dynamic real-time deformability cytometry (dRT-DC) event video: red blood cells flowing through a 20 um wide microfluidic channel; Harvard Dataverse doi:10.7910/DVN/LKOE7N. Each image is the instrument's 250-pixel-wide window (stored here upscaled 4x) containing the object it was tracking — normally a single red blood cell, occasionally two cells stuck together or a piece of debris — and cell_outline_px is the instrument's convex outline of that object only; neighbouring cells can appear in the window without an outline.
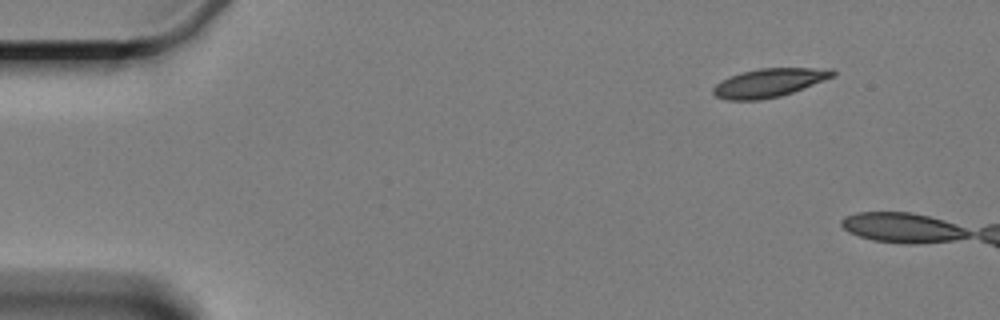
{"species": "Egyptian fruit bat (a non-hibernating species)", "species_latin": "Rousettus aegyptiacus", "temperature_condition": "cold", "stored_images_in_passage": 4, "segment_of_instrument_passage": [2, 2], "camera_frame_rate_fps": 3000, "um_per_image_px": 0.085, "animal": {"sex": "female"}, "frame": {"image": 1, "passage_image": 4, "time_ms": 3.667, "image_size_px": [1000, 320], "cell_outline_px": [[836, 76], [792, 92], [780, 96], [760, 100], [728, 100], [716, 96], [712, 92], [712, 88], [720, 80], [740, 72], [760, 68], [832, 68], [836, 72]], "centroid_in_image_um": [65.38, 7.02], "position_along_channel_um": 19.6, "area_um2": 20.0}}